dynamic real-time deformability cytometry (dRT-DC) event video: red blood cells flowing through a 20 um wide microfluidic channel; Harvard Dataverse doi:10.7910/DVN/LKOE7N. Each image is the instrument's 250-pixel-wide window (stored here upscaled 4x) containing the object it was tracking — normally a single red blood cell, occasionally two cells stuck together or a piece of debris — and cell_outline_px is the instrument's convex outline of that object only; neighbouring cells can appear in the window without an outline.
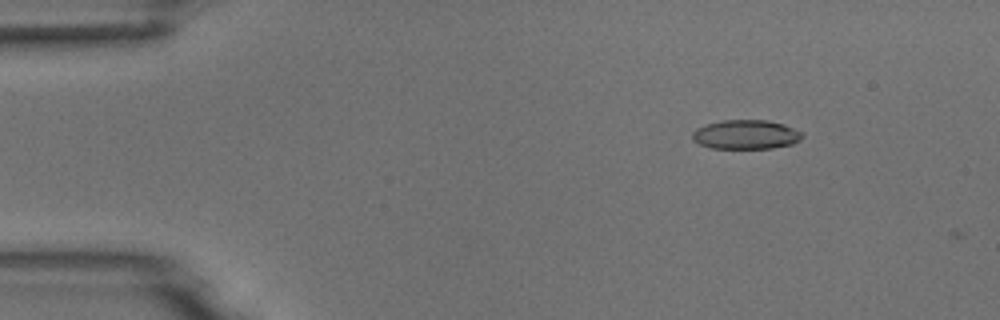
{"species": "common noctule bat (a hibernating species)", "species_latin": "Nyctalus noctula", "temperature_condition": "room temperature", "stored_images_in_passage": 3, "camera_frame_rate_fps": 3000, "um_per_image_px": 0.085, "animal": {"sex": "male", "body_mass_g": 18.8}, "frame": {"image": 1, "passage_image": 2, "time_ms": 1.333, "image_size_px": [1000, 320], "cell_outline_px": [[804, 136], [800, 140], [792, 144], [772, 148], [712, 148], [700, 144], [692, 140], [692, 132], [696, 128], [704, 124], [724, 120], [768, 120], [784, 124], [804, 132]], "centroid_in_image_um": [63.42, 11.43], "position_along_channel_um": 21.6, "area_um2": 18.9}}